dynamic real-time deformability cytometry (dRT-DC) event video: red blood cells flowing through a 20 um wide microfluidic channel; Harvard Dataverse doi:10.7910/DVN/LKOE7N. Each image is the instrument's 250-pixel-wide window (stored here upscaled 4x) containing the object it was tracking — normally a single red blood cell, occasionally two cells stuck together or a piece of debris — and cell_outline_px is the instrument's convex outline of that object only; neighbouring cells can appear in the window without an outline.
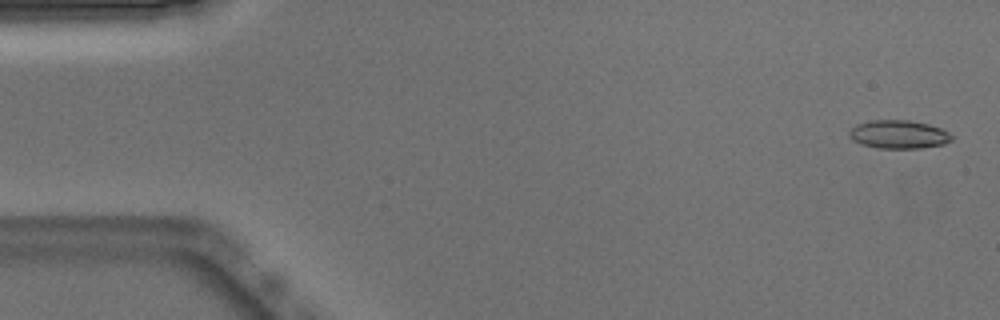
{"species": "Egyptian fruit bat (a non-hibernating species)", "species_latin": "Rousettus aegyptiacus", "temperature_condition": "warm", "stored_images_in_passage": 52, "camera_frame_rate_fps": 3000, "um_per_image_px": 0.085, "animal": {"sex": "male"}, "frame": {"image": 1, "passage_image": 2, "time_ms": 0.333, "image_size_px": [1000, 320], "cell_outline_px": [[952, 140], [944, 144], [920, 148], [876, 148], [860, 144], [852, 140], [848, 136], [848, 132], [856, 124], [872, 120], [908, 120], [928, 124], [940, 128], [948, 132], [952, 136]], "centroid_in_image_um": [76.35, 11.43], "position_along_channel_um": 8.6, "area_um2": 16.99}}
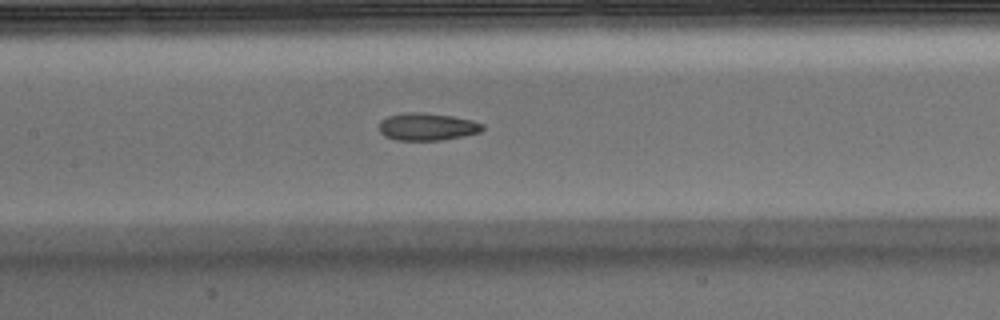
{"frame": {"image": 2, "passage_image": 24, "time_ms": 7.667, "image_size_px": [1000, 320], "cell_outline_px": [[484, 128], [480, 132], [464, 136], [440, 140], [396, 140], [384, 136], [380, 132], [380, 120], [388, 116], [404, 112], [424, 112], [452, 116], [472, 120], [484, 124]], "centroid_in_image_um": [36.31, 10.76], "position_along_channel_um": 171.1, "area_um2": 16.65}}
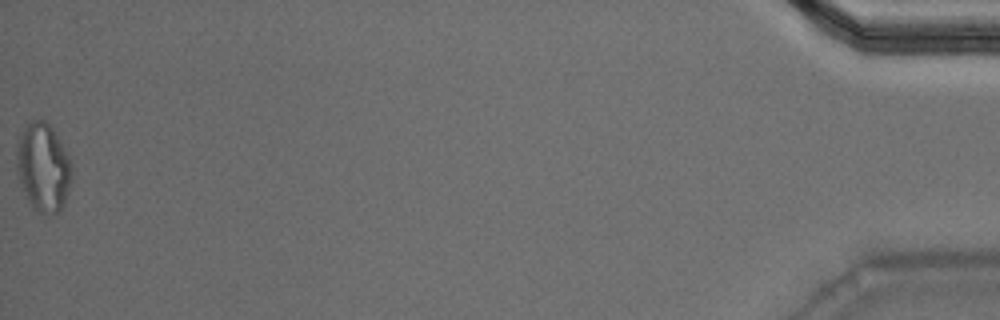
{"frame": {"image": 3, "passage_image": 52, "time_ms": 17.0, "image_size_px": [1000, 320], "cell_outline_px": [[72, 180], [64, 204], [56, 212], [40, 212], [28, 200], [16, 172], [16, 144], [24, 128], [32, 120], [44, 120], [56, 132], [72, 164]], "centroid_in_image_um": [3.68, 14.17], "position_along_channel_um": 431.5, "area_um2": 28.15}, "authors_computed_cell_mechanics": {"area_um2": 17.0799, "velocity_mm_per_s": 3.8923, "shape_relaxation_time_tau1_ms": null, "shape_relaxation_time_tau2_ms": 2.2273, "deformation_change_tau1": null, "deformation_change_tau2": 0.09}}